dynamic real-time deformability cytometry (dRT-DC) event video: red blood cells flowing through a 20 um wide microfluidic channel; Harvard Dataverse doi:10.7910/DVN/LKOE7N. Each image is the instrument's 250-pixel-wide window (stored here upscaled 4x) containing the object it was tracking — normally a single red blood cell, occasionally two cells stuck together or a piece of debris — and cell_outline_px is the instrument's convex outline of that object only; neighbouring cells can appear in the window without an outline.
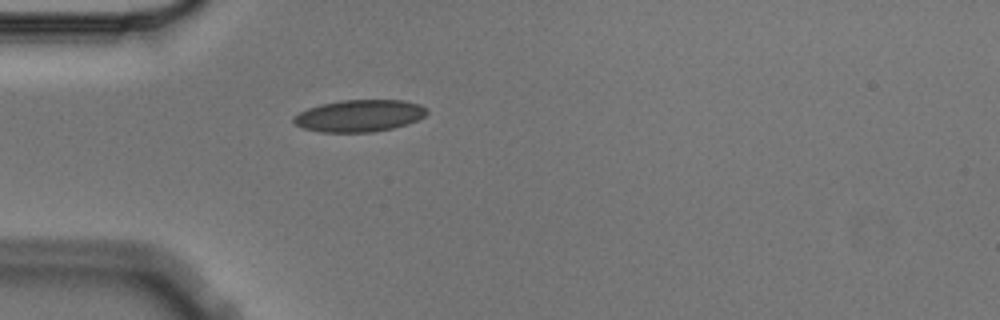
{"species": "Egyptian fruit bat (a non-hibernating species)", "species_latin": "Rousettus aegyptiacus", "temperature_condition": "cold", "stored_images_in_passage": 1, "camera_frame_rate_fps": 3000, "um_per_image_px": 0.085, "animal": {"sex": "male"}, "frame": {"image": 1, "passage_image": 1, "time_ms": 0.0, "image_size_px": [1000, 320], "cell_outline_px": [[428, 112], [424, 116], [408, 124], [392, 128], [372, 132], [320, 132], [300, 128], [292, 120], [292, 116], [308, 108], [320, 104], [340, 100], [404, 100], [420, 104], [428, 108]], "centroid_in_image_um": [30.53, 9.83], "position_along_channel_um": 54.5, "area_um2": 25.03}}